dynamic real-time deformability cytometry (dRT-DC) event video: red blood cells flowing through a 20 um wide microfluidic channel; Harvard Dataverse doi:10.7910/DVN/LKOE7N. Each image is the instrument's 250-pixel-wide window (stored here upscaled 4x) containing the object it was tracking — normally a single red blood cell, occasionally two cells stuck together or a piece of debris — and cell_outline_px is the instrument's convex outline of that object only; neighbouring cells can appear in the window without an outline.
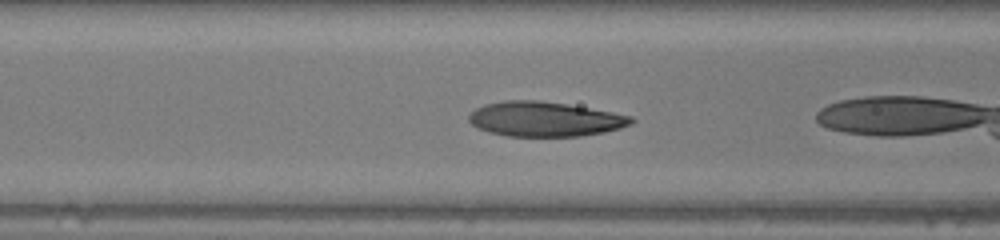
{"species": "human", "species_latin": "Homo sapiens", "temperature_condition": "warm", "stored_images_in_passage": 17, "camera_frame_rate_fps": 3000, "um_per_image_px": 0.085, "donor": {"sex": "female"}, "frame": {"image": 1, "passage_image": 3, "time_ms": 0.667, "image_size_px": [1000, 240], "cell_outline_px": [[636, 120], [632, 124], [620, 128], [604, 132], [580, 136], [508, 136], [488, 132], [472, 124], [468, 120], [468, 116], [476, 108], [484, 104], [504, 100], [540, 100], [612, 112], [632, 116]], "centroid_in_image_um": [46.31, 10.12], "position_along_channel_um": 120.3, "area_um2": 32.77}}
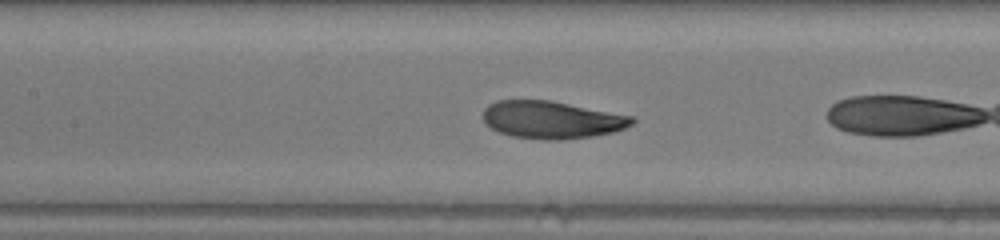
{"frame": {"image": 2, "passage_image": 6, "time_ms": 1.667, "image_size_px": [1000, 240], "cell_outline_px": [[636, 120], [632, 124], [624, 128], [612, 132], [592, 136], [564, 140], [544, 140], [512, 136], [500, 132], [484, 124], [484, 108], [488, 104], [496, 100], [548, 100], [632, 116]], "centroid_in_image_um": [46.86, 10.18], "position_along_channel_um": 160.5, "area_um2": 32.43}}